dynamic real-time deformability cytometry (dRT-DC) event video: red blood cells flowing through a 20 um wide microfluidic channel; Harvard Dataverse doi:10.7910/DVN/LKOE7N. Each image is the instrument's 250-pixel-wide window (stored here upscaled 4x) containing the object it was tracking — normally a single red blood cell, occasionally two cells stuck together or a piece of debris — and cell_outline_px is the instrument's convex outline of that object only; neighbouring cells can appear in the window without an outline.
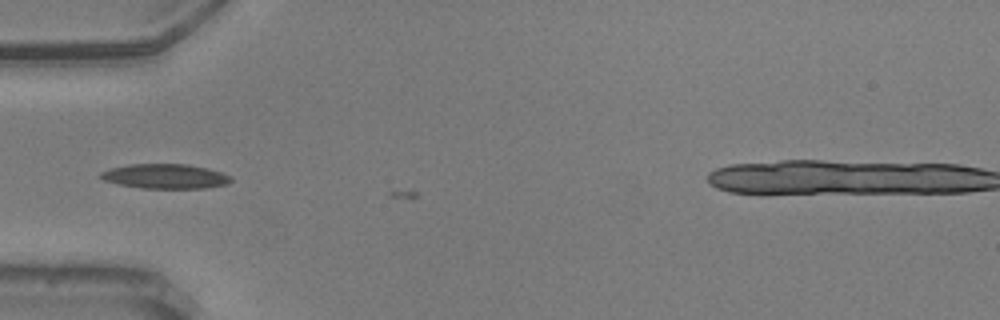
{"species": "common noctule bat (a hibernating species)", "species_latin": "Nyctalus noctula", "temperature_condition": "warm", "stored_images_in_passage": 8, "camera_frame_rate_fps": 3000, "um_per_image_px": 0.085, "animal": {"sex": "male", "body_mass_g": 20.5, "forearm_length_mm": 52.5}, "frame": {"image": 1, "passage_image": 7, "time_ms": 2.0, "image_size_px": [1000, 320], "cell_outline_px": [[232, 180], [228, 184], [204, 188], [140, 188], [120, 184], [104, 180], [100, 176], [100, 172], [112, 168], [128, 164], [188, 164], [208, 168], [232, 176]], "centroid_in_image_um": [14.08, 14.98], "position_along_channel_um": 70.9, "area_um2": 18.67}}